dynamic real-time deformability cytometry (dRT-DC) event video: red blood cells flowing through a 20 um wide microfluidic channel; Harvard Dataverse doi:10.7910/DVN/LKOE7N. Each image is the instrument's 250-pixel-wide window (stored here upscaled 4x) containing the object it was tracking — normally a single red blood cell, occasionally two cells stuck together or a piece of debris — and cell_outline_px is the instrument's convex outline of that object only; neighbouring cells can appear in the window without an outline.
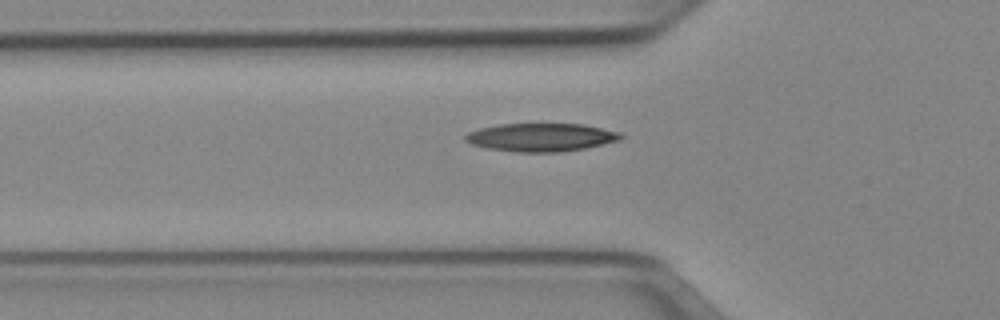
{"species": "Egyptian fruit bat (a non-hibernating species)", "species_latin": "Rousettus aegyptiacus", "temperature_condition": "cold", "stored_images_in_passage": 38, "camera_frame_rate_fps": 3000, "um_per_image_px": 0.085, "animal": {"sex": "female"}, "frame": {"image": 1, "passage_image": 8, "time_ms": 2.333, "image_size_px": [1000, 320], "cell_outline_px": [[624, 136], [620, 140], [584, 148], [560, 152], [520, 152], [488, 148], [472, 144], [464, 140], [464, 136], [468, 132], [480, 128], [500, 124], [584, 124], [620, 132]], "centroid_in_image_um": [46.0, 11.66], "position_along_channel_um": 79.8, "area_um2": 25.37}}
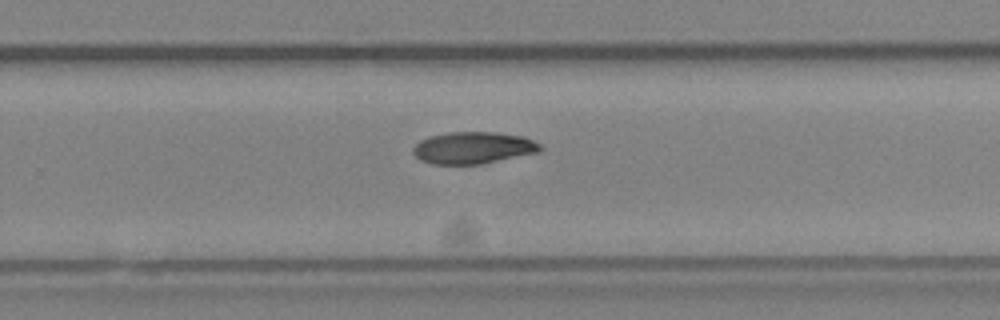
{"frame": {"image": 2, "passage_image": 24, "time_ms": 7.667, "image_size_px": [1000, 320], "cell_outline_px": [[544, 148], [540, 152], [484, 164], [432, 164], [420, 160], [412, 152], [412, 148], [420, 140], [428, 136], [452, 132], [496, 132], [524, 136], [540, 144]], "centroid_in_image_um": [40.25, 12.57], "position_along_channel_um": 289.6, "area_um2": 23.93}}
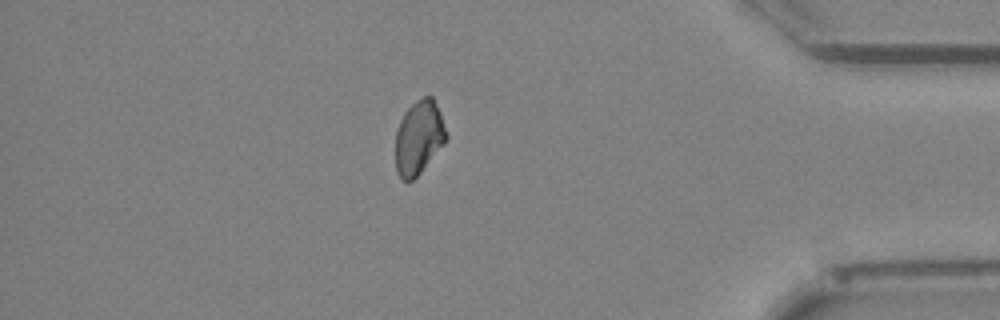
{"frame": {"image": 3, "passage_image": 35, "time_ms": 11.333, "image_size_px": [1000, 320], "cell_outline_px": [[448, 136], [444, 144], [420, 172], [412, 180], [400, 180], [396, 172], [396, 132], [400, 120], [404, 112], [416, 100], [424, 96], [432, 96], [440, 112]], "centroid_in_image_um": [35.59, 11.68], "position_along_channel_um": 399.6, "area_um2": 21.73}}